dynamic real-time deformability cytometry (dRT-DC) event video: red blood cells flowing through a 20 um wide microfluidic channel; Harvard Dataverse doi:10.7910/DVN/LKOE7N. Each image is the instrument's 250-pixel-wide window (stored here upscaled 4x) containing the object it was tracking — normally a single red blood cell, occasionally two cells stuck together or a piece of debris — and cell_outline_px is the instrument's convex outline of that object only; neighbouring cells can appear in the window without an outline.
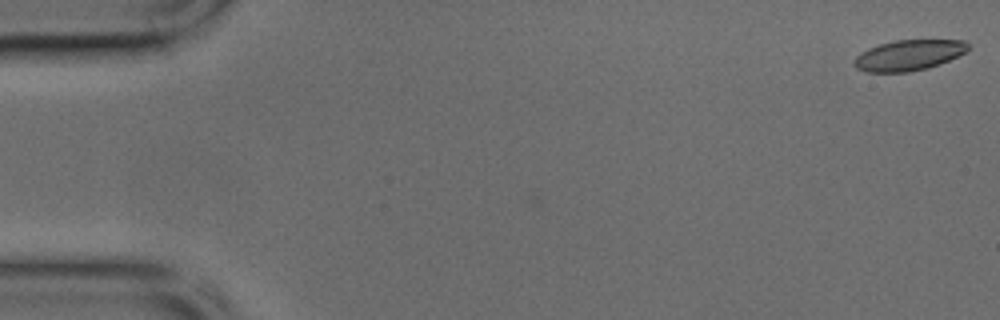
{"species": "common noctule bat (a hibernating species)", "species_latin": "Nyctalus noctula", "temperature_condition": "cold", "stored_images_in_passage": 13, "camera_frame_rate_fps": 3000, "um_per_image_px": 0.085, "animal": {"sex": "male", "body_mass_g": 17.9, "forearm_length_mm": 54.2}, "frame": {"image": 1, "passage_image": 1, "time_ms": 0.0, "image_size_px": [1000, 320], "cell_outline_px": [[968, 52], [940, 64], [928, 68], [908, 72], [868, 72], [856, 68], [852, 64], [856, 56], [860, 52], [868, 48], [880, 44], [896, 40], [964, 40], [968, 44]], "centroid_in_image_um": [77.24, 4.69], "position_along_channel_um": 7.8, "area_um2": 20.46}}
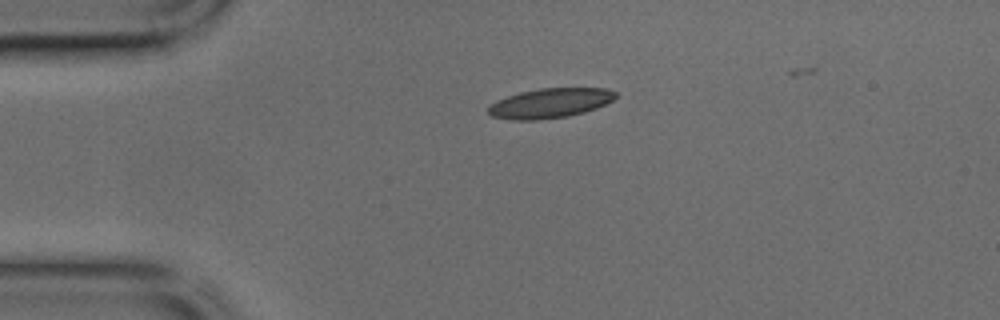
{"frame": {"image": 2, "passage_image": 10, "time_ms": 3.0, "image_size_px": [1000, 320], "cell_outline_px": [[616, 96], [612, 100], [596, 108], [584, 112], [568, 116], [536, 120], [512, 120], [492, 116], [488, 112], [488, 108], [496, 100], [520, 92], [540, 88], [604, 88], [616, 92]], "centroid_in_image_um": [46.74, 8.77], "position_along_channel_um": 38.3, "area_um2": 21.85}}